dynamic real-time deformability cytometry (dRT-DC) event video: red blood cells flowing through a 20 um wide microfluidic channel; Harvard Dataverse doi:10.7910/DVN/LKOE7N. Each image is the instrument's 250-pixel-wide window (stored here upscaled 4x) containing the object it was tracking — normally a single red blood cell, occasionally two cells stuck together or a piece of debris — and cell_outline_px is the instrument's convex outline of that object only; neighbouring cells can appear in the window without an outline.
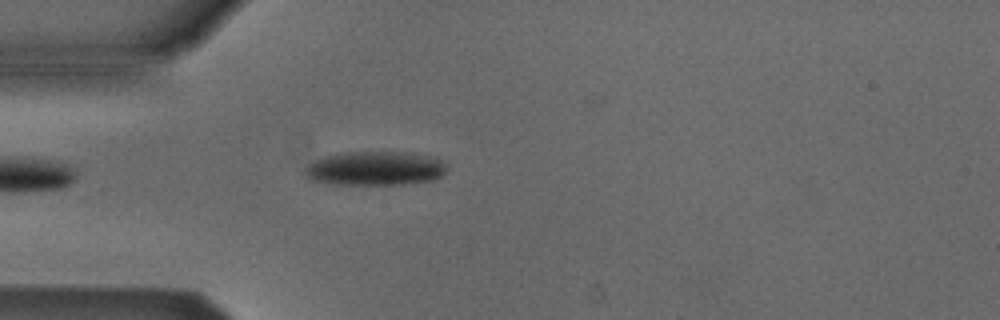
{"species": "Egyptian fruit bat (a non-hibernating species)", "species_latin": "Rousettus aegyptiacus", "temperature_condition": "cold", "stored_images_in_passage": 1, "camera_frame_rate_fps": 3000, "um_per_image_px": 0.085, "animal": {"sex": "male"}, "frame": {"image": 1, "passage_image": 1, "time_ms": 0.0, "image_size_px": [1000, 320], "cell_outline_px": [[448, 168], [440, 176], [432, 180], [404, 184], [336, 184], [312, 180], [304, 176], [304, 168], [308, 164], [324, 156], [348, 152], [404, 152], [428, 156], [444, 160]], "centroid_in_image_um": [31.88, 14.31], "position_along_channel_um": 53.1, "area_um2": 28.09}}